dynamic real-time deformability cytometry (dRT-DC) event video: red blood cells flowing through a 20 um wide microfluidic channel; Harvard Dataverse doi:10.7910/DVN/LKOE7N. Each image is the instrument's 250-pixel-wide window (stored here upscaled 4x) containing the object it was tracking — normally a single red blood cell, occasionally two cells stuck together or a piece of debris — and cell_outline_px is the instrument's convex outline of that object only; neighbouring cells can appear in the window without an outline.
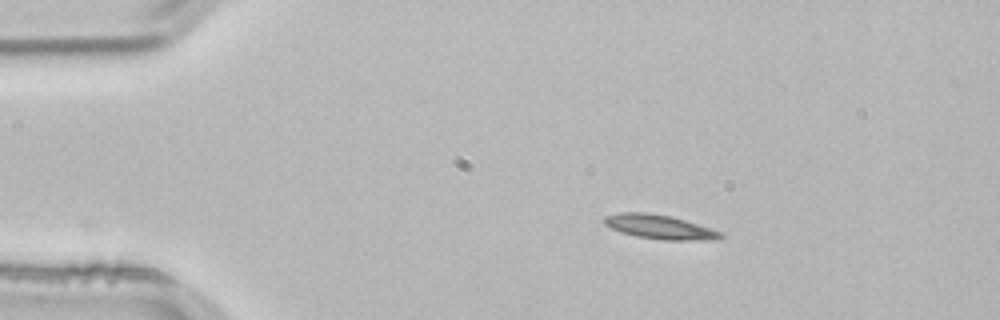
{"species": "common noctule bat (a hibernating species)", "species_latin": "Nyctalus noctula", "temperature_condition": "room temperature", "stored_images_in_passage": 23, "camera_frame_rate_fps": 3000, "um_per_image_px": 0.085, "animal": {"sex": "male", "body_mass_g": 21.5, "forearm_length_mm": 52.0}, "frame": {"image": 1, "passage_image": 1, "time_ms": 0.0, "image_size_px": [1000, 320], "cell_outline_px": [[724, 236], [712, 240], [664, 240], [636, 236], [620, 232], [604, 224], [604, 216], [620, 212], [648, 212], [672, 216], [712, 228], [720, 232]], "centroid_in_image_um": [56.06, 19.28], "position_along_channel_um": 28.9, "area_um2": 16.47}}
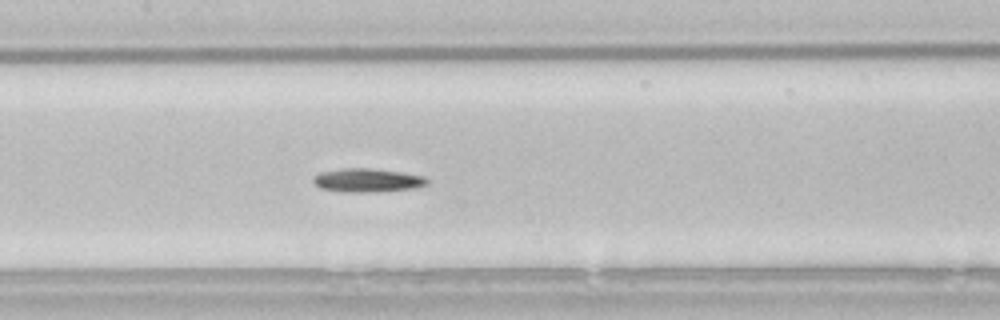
{"frame": {"image": 2, "passage_image": 17, "time_ms": 5.333, "image_size_px": [1000, 320], "cell_outline_px": [[428, 184], [416, 188], [372, 192], [344, 192], [320, 188], [312, 180], [312, 176], [320, 172], [340, 168], [368, 168], [400, 172], [424, 176], [428, 180]], "centroid_in_image_um": [31.2, 15.32], "position_along_channel_um": 176.2, "area_um2": 15.72}}
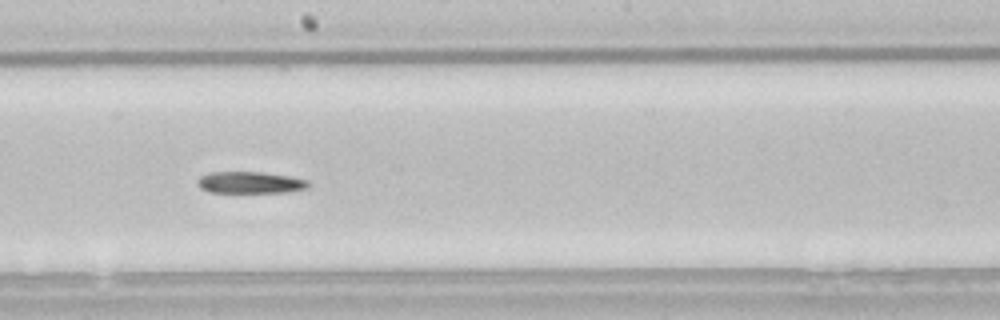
{"frame": {"image": 3, "passage_image": 21, "time_ms": 6.667, "image_size_px": [1000, 320], "cell_outline_px": [[312, 184], [308, 188], [288, 192], [208, 192], [200, 188], [196, 184], [196, 180], [200, 176], [212, 172], [260, 172], [288, 176], [308, 180]], "centroid_in_image_um": [21.26, 15.52], "position_along_channel_um": 226.9, "area_um2": 14.1}}